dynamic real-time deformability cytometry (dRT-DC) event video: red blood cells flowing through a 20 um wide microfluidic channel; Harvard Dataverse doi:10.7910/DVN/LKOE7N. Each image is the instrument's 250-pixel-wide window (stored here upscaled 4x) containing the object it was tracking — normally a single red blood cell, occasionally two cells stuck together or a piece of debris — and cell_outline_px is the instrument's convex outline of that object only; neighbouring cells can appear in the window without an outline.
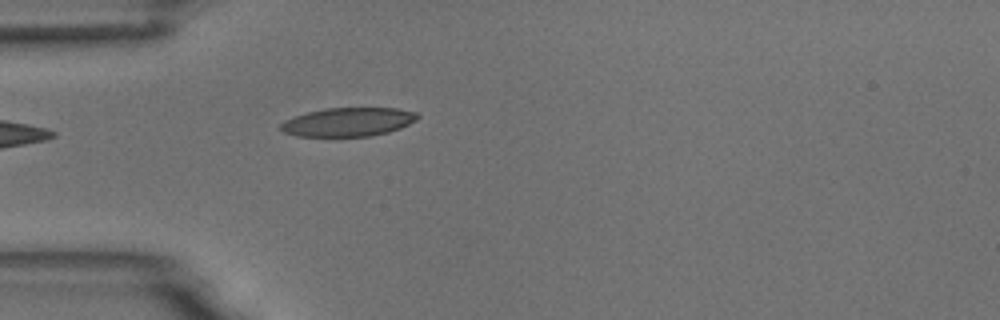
{"species": "common noctule bat (a hibernating species)", "species_latin": "Nyctalus noctula", "temperature_condition": "room temperature", "stored_images_in_passage": 5, "camera_frame_rate_fps": 3000, "um_per_image_px": 0.085, "animal": {"sex": "male", "body_mass_g": 18.8}, "frame": {"image": 1, "passage_image": 5, "time_ms": 4.667, "image_size_px": [1000, 320], "cell_outline_px": [[420, 116], [416, 120], [400, 128], [388, 132], [368, 136], [296, 136], [284, 132], [280, 128], [280, 124], [284, 120], [308, 112], [324, 108], [396, 108], [416, 112]], "centroid_in_image_um": [29.59, 10.36], "position_along_channel_um": 55.4, "area_um2": 22.77}}